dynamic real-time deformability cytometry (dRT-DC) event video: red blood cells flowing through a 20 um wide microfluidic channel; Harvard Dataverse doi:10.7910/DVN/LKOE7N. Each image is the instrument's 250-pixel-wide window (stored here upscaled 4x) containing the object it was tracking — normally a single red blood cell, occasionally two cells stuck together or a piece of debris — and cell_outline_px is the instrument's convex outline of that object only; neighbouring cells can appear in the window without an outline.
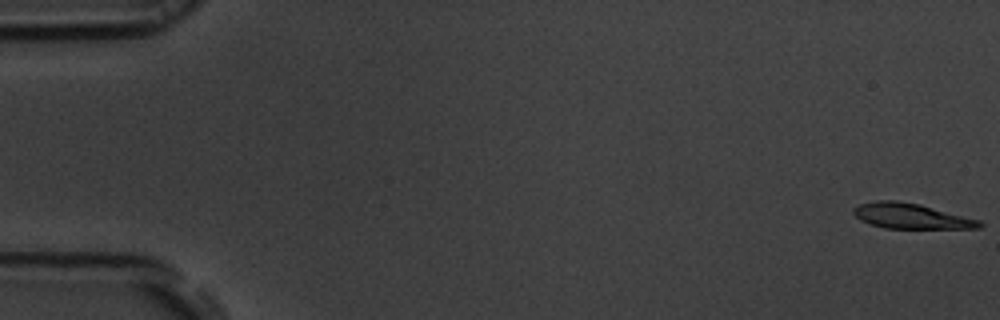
{"species": "common noctule bat (a hibernating species)", "species_latin": "Nyctalus noctula", "temperature_condition": "room temperature", "stored_images_in_passage": 54, "camera_frame_rate_fps": 3000, "um_per_image_px": 0.085, "animal": {"sex": "male", "body_mass_g": 19.5, "forearm_length_mm": 54.6}, "frame": {"image": 1, "passage_image": 1, "time_ms": 0.0, "image_size_px": [1000, 320], "cell_outline_px": [[984, 224], [980, 228], [884, 228], [868, 224], [860, 220], [852, 212], [852, 208], [860, 204], [876, 200], [896, 200], [920, 204], [980, 220]], "centroid_in_image_um": [77.4, 18.36], "position_along_channel_um": 7.6, "area_um2": 18.61}}
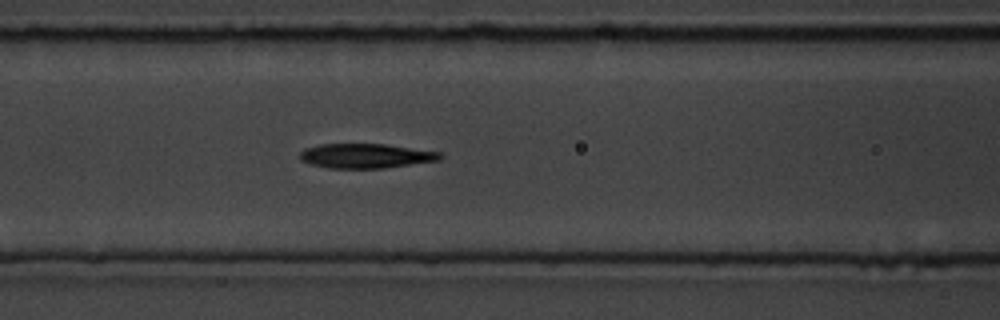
{"frame": {"image": 2, "passage_image": 23, "time_ms": 7.333, "image_size_px": [1000, 320], "cell_outline_px": [[444, 156], [440, 160], [384, 168], [328, 168], [312, 164], [300, 160], [300, 152], [304, 148], [320, 144], [384, 144], [440, 152]], "centroid_in_image_um": [31.08, 13.25], "position_along_channel_um": 135.5, "area_um2": 20.0}}
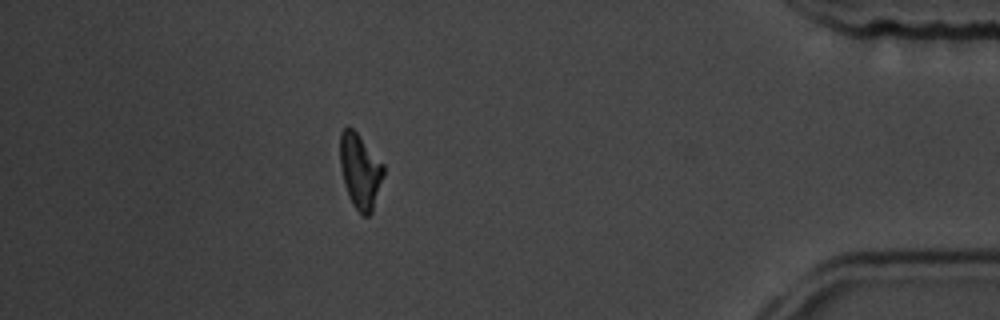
{"frame": {"image": 3, "passage_image": 48, "time_ms": 15.667, "image_size_px": [1000, 320], "cell_outline_px": [[384, 176], [372, 212], [368, 216], [364, 216], [352, 204], [348, 196], [344, 184], [340, 168], [340, 132], [348, 124], [356, 132], [384, 164]], "centroid_in_image_um": [30.6, 14.53], "position_along_channel_um": 404.6, "area_um2": 19.07}, "authors_computed_cell_mechanics": {"area_um2": 19.4497, "velocity_mm_per_s": 3.7837, "shape_relaxation_time_tau1_ms": 3.9557, "shape_relaxation_time_tau2_ms": 5.1298, "deformation_change_tau1": 0.1415, "deformation_change_tau2": 0.1539}}